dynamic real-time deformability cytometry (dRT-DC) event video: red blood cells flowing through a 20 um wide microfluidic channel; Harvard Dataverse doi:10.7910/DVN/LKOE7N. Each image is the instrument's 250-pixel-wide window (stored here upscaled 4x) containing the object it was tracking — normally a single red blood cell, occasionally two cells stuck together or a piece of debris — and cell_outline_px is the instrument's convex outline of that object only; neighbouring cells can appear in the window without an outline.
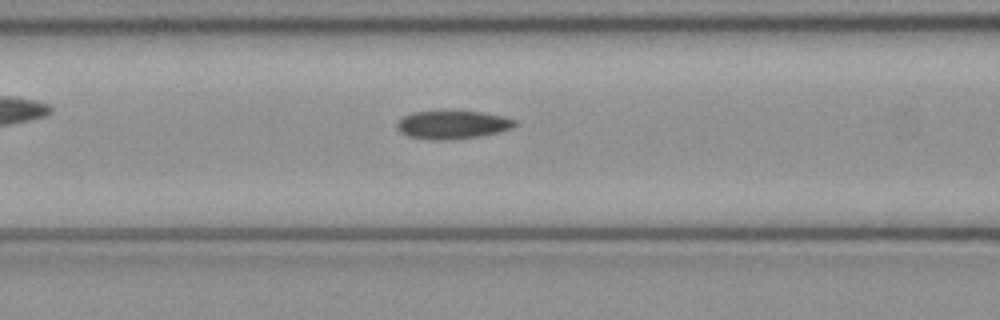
{"species": "common noctule bat (a hibernating species)", "species_latin": "Nyctalus noctula", "temperature_condition": "cold", "stored_images_in_passage": 41, "camera_frame_rate_fps": 3000, "um_per_image_px": 0.085, "animal": {"sex": "female", "body_mass_g": 21.9}, "frame": {"image": 1, "passage_image": 20, "time_ms": 6.333, "image_size_px": [1000, 320], "cell_outline_px": [[520, 124], [512, 128], [500, 132], [480, 136], [452, 140], [432, 140], [408, 136], [400, 132], [396, 128], [396, 124], [404, 116], [412, 112], [484, 112], [504, 116], [516, 120]], "centroid_in_image_um": [38.51, 10.62], "position_along_channel_um": 128.1, "area_um2": 19.48}}
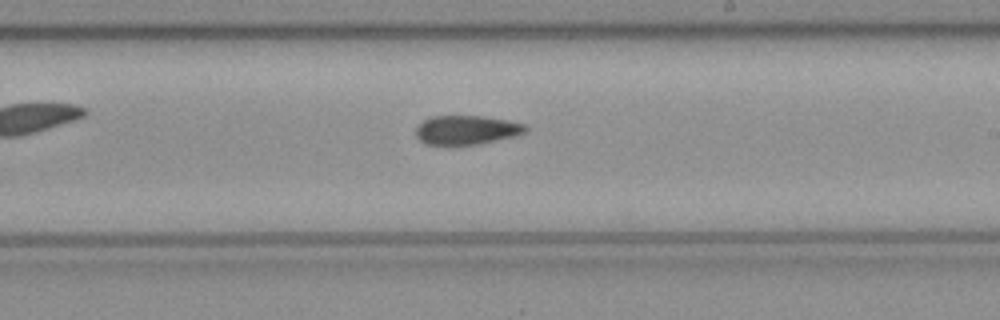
{"frame": {"image": 2, "passage_image": 29, "time_ms": 9.333, "image_size_px": [1000, 320], "cell_outline_px": [[528, 128], [524, 132], [516, 136], [480, 144], [456, 148], [448, 148], [424, 144], [416, 136], [416, 124], [432, 116], [484, 116], [508, 120], [524, 124]], "centroid_in_image_um": [39.59, 11.1], "position_along_channel_um": 249.4, "area_um2": 19.54}}
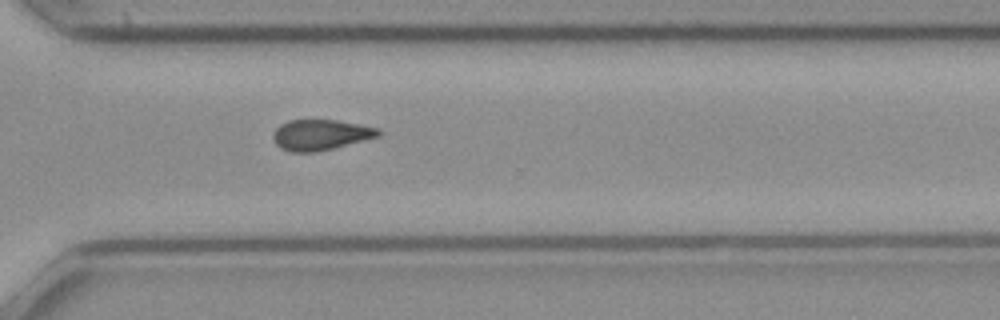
{"frame": {"image": 3, "passage_image": 36, "time_ms": 11.667, "image_size_px": [1000, 320], "cell_outline_px": [[384, 132], [380, 136], [316, 152], [292, 152], [280, 148], [276, 144], [272, 136], [276, 128], [280, 124], [288, 120], [336, 120], [380, 128]], "centroid_in_image_um": [27.26, 11.45], "position_along_channel_um": 343.3, "area_um2": 18.79}}